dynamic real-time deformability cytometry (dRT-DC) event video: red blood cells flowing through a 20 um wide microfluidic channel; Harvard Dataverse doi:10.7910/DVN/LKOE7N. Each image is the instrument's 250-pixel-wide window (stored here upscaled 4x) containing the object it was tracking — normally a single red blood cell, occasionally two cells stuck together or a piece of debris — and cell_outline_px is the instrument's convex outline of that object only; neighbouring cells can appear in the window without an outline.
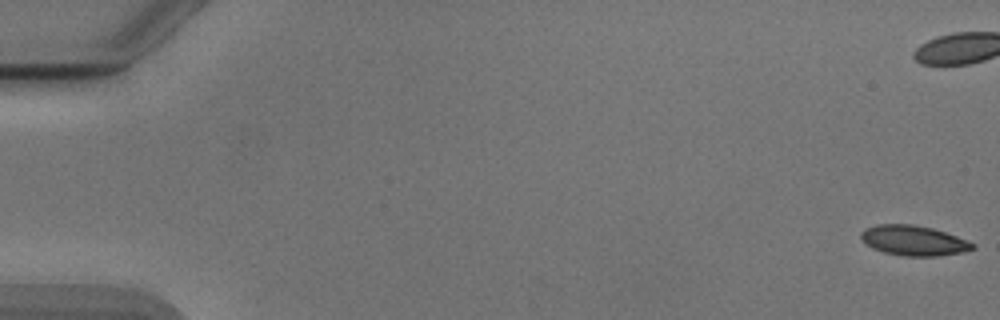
{"species": "Egyptian fruit bat (a non-hibernating species)", "species_latin": "Rousettus aegyptiacus", "temperature_condition": "cold", "stored_images_in_passage": 54, "camera_frame_rate_fps": 3000, "um_per_image_px": 0.085, "animal": {"sex": "male"}, "frame": {"image": 1, "passage_image": 1, "time_ms": 0.0, "image_size_px": [1000, 320], "cell_outline_px": [[976, 248], [960, 252], [936, 256], [904, 256], [884, 252], [872, 248], [860, 236], [860, 232], [864, 228], [876, 224], [912, 224], [932, 228], [956, 236], [976, 244]], "centroid_in_image_um": [77.64, 20.43], "position_along_channel_um": 7.4, "area_um2": 19.42}}
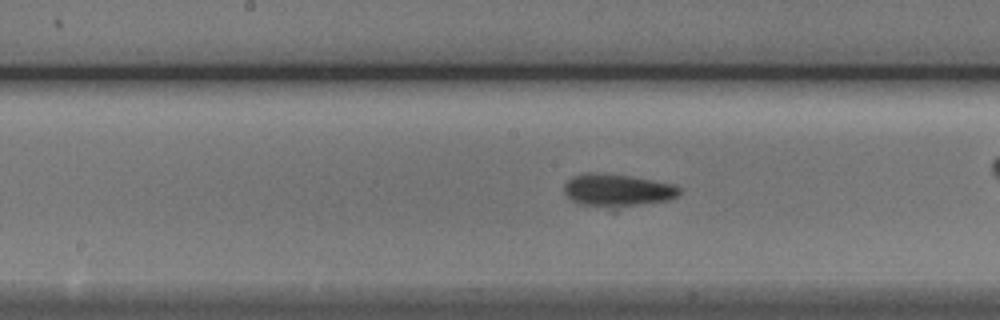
{"frame": {"image": 2, "passage_image": 28, "time_ms": 9.0, "image_size_px": [1000, 320], "cell_outline_px": [[680, 196], [668, 200], [636, 204], [580, 204], [572, 200], [564, 192], [564, 184], [572, 176], [588, 172], [592, 172], [632, 176], [676, 184], [680, 188]], "centroid_in_image_um": [52.51, 16.1], "position_along_channel_um": 195.7, "area_um2": 21.04}}
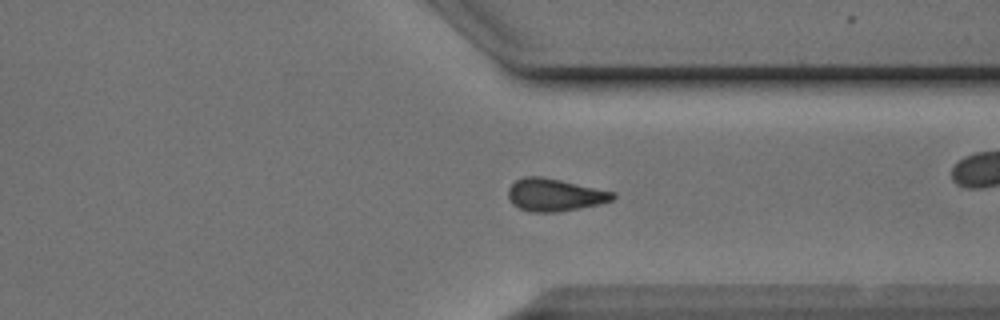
{"frame": {"image": 3, "passage_image": 41, "time_ms": 13.333, "image_size_px": [1000, 320], "cell_outline_px": [[616, 196], [612, 200], [600, 204], [580, 208], [556, 212], [532, 212], [520, 208], [512, 204], [508, 200], [508, 188], [516, 180], [524, 176], [540, 176], [560, 180], [616, 192]], "centroid_in_image_um": [47.14, 16.56], "position_along_channel_um": 364.3, "area_um2": 19.88}, "authors_computed_cell_mechanics": {"area_um2": 19.8254, "velocity_mm_per_s": 3.8896, "shape_relaxation_time_tau1_ms": 4.1017, "shape_relaxation_time_tau2_ms": 3.0665, "deformation_change_tau1": 0.1224, "deformation_change_tau2": 0.0927}}